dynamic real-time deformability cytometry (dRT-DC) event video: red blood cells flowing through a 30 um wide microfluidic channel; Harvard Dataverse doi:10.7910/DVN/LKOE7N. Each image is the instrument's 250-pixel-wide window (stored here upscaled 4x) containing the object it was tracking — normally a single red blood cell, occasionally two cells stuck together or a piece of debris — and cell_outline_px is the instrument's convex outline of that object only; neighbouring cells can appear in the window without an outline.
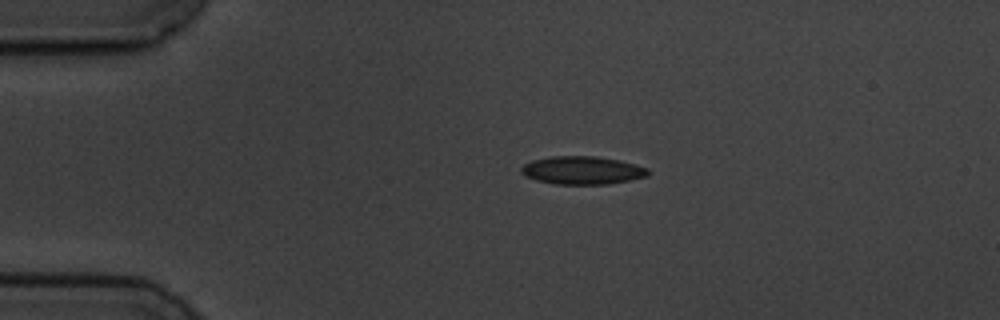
{"species": "common noctule bat (a hibernating species)", "species_latin": "Nyctalus noctula", "temperature_condition": "cold", "stored_images_in_passage": 5, "camera_frame_rate_fps": 3000, "um_per_image_px": 0.085, "animal": {"sex": "male", "body_mass_g": 19.5, "forearm_length_mm": 54.6}, "frame": {"image": 1, "passage_image": 3, "time_ms": 2.333, "image_size_px": [1000, 320], "cell_outline_px": [[648, 176], [608, 184], [552, 184], [536, 180], [524, 176], [520, 172], [520, 168], [524, 164], [532, 160], [552, 156], [596, 156], [620, 160], [648, 168]], "centroid_in_image_um": [49.45, 14.47], "position_along_channel_um": 35.5, "area_um2": 20.81}}
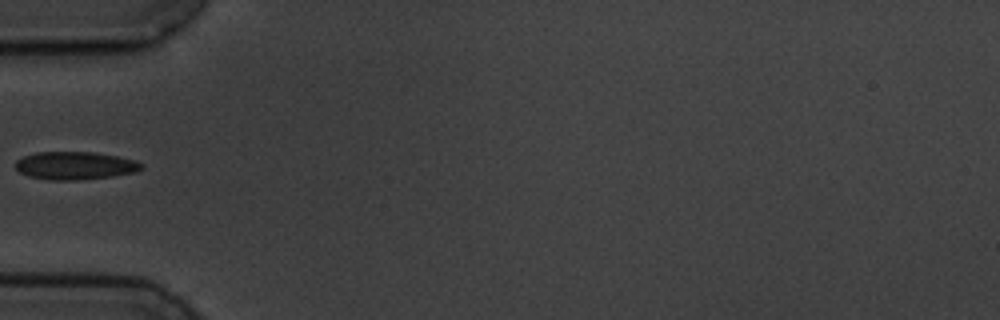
{"frame": {"image": 2, "passage_image": 5, "time_ms": 4.667, "image_size_px": [1000, 320], "cell_outline_px": [[144, 168], [136, 172], [112, 176], [80, 180], [48, 180], [28, 176], [20, 172], [16, 168], [16, 160], [24, 156], [36, 152], [92, 152], [116, 156], [136, 160], [144, 164]], "centroid_in_image_um": [6.4, 14.08], "position_along_channel_um": 78.6, "area_um2": 20.58}}